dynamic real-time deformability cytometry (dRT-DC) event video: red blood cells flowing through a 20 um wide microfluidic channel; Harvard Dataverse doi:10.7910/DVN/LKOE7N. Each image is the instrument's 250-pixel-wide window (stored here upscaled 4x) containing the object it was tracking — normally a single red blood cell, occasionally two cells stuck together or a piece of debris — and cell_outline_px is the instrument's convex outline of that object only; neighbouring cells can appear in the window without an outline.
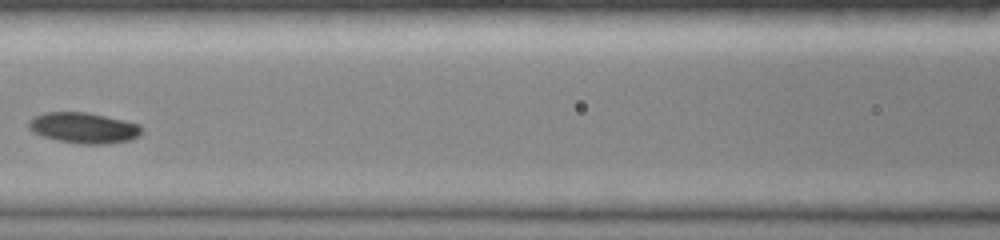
{"species": "common noctule bat (a hibernating species)", "species_latin": "Nyctalus noctula", "temperature_condition": "room temperature", "stored_images_in_passage": 11, "camera_frame_rate_fps": 3000, "um_per_image_px": 0.085, "animal": {"sex": "female", "body_mass_g": 19.0, "forearm_length_mm": 51.5}, "frame": {"image": 1, "passage_image": 7, "time_ms": 4.667, "image_size_px": [1000, 240], "cell_outline_px": [[140, 136], [128, 140], [108, 144], [80, 144], [56, 140], [32, 132], [28, 128], [28, 120], [32, 116], [44, 112], [84, 112], [124, 120], [140, 124]], "centroid_in_image_um": [7.06, 10.87], "position_along_channel_um": 159.5, "area_um2": 20.29}}
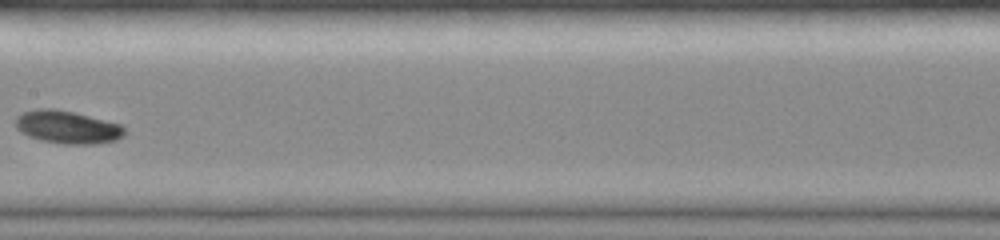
{"frame": {"image": 2, "passage_image": 8, "time_ms": 5.667, "image_size_px": [1000, 240], "cell_outline_px": [[124, 136], [116, 140], [96, 144], [64, 144], [40, 140], [28, 136], [20, 132], [16, 128], [16, 116], [24, 112], [36, 108], [52, 108], [72, 112], [120, 124], [124, 128]], "centroid_in_image_um": [5.7, 10.81], "position_along_channel_um": 201.7, "area_um2": 20.81}}